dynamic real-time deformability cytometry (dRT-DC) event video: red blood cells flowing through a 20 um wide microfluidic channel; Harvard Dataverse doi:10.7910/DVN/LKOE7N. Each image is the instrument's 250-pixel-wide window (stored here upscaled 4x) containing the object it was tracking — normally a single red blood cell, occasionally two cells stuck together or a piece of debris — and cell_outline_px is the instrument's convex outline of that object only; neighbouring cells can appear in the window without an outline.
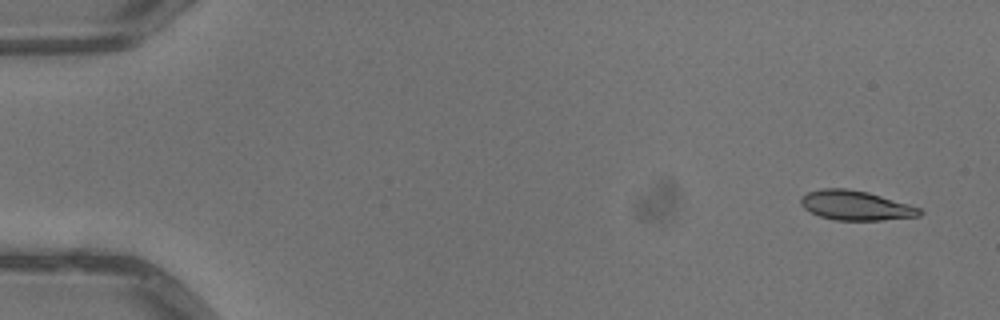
{"species": "common noctule bat (a hibernating species)", "species_latin": "Nyctalus noctula", "temperature_condition": "warm", "stored_images_in_passage": 4, "camera_frame_rate_fps": 3000, "um_per_image_px": 0.085, "animal": {"sex": "male", "body_mass_g": 13.3}, "frame": {"image": 1, "passage_image": 1, "time_ms": 0.0, "image_size_px": [1000, 320], "cell_outline_px": [[924, 212], [920, 216], [880, 220], [836, 220], [820, 216], [804, 208], [800, 204], [800, 196], [808, 192], [824, 188], [848, 188], [868, 192], [908, 204], [920, 208]], "centroid_in_image_um": [72.73, 17.46], "position_along_channel_um": 12.3, "area_um2": 20.4}}
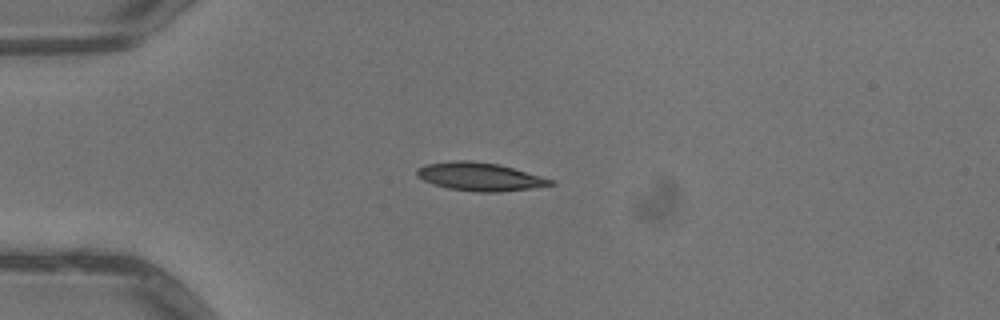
{"frame": {"image": 2, "passage_image": 4, "time_ms": 1.0, "image_size_px": [1000, 320], "cell_outline_px": [[556, 184], [500, 192], [476, 192], [448, 188], [424, 180], [416, 176], [416, 168], [424, 164], [456, 160], [464, 160], [500, 164], [552, 180]], "centroid_in_image_um": [40.72, 15.01], "position_along_channel_um": 44.3, "area_um2": 21.68}}